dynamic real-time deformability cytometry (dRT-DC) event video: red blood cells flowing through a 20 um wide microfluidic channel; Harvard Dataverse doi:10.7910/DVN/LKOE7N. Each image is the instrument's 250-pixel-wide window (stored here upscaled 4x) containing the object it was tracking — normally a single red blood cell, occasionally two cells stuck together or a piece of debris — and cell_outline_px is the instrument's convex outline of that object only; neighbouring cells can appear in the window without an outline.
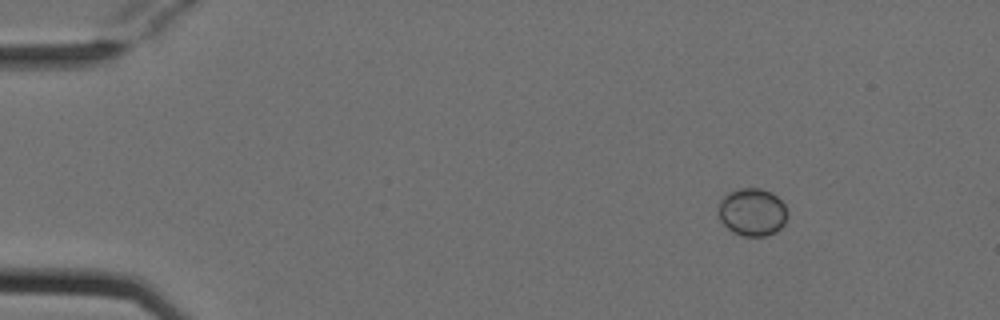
{"species": "Egyptian fruit bat (a non-hibernating species)", "species_latin": "Rousettus aegyptiacus", "temperature_condition": "cold", "stored_images_in_passage": 5, "camera_frame_rate_fps": 3000, "um_per_image_px": 0.085, "animal": {"sex": "female"}, "frame": {"image": 1, "passage_image": 2, "time_ms": 0.333, "image_size_px": [1000, 320], "cell_outline_px": [[788, 216], [784, 224], [776, 232], [764, 236], [744, 236], [732, 232], [720, 220], [720, 200], [724, 196], [740, 188], [760, 188], [772, 192], [784, 204], [788, 212]], "centroid_in_image_um": [63.98, 18.03], "position_along_channel_um": 21.0, "area_um2": 19.07}}
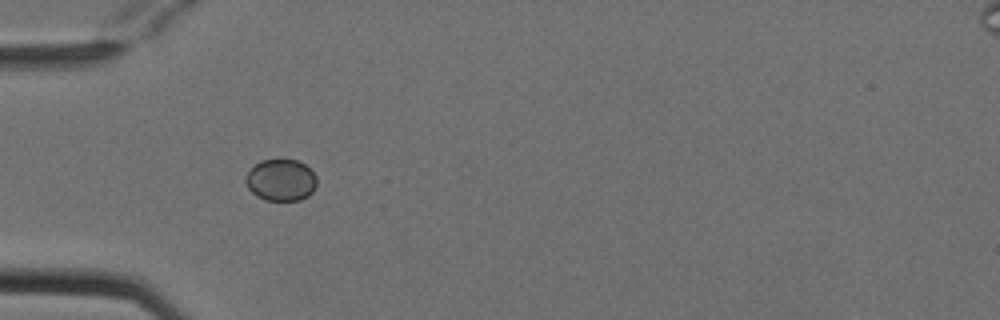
{"frame": {"image": 2, "passage_image": 4, "time_ms": 1.0, "image_size_px": [1000, 320], "cell_outline_px": [[316, 184], [312, 192], [308, 196], [300, 200], [264, 200], [256, 196], [248, 188], [244, 180], [244, 176], [260, 160], [296, 160], [304, 164], [316, 176]], "centroid_in_image_um": [23.85, 15.32], "position_along_channel_um": 61.1, "area_um2": 17.22}}
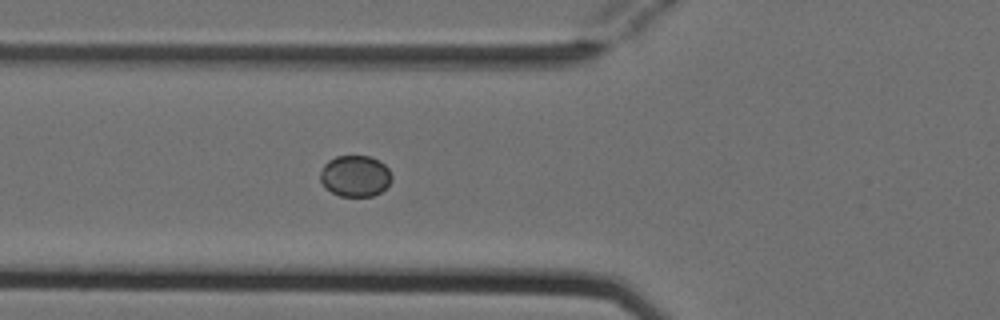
{"frame": {"image": 3, "passage_image": 5, "time_ms": 1.333, "image_size_px": [1000, 320], "cell_outline_px": [[392, 180], [380, 192], [372, 196], [340, 196], [324, 188], [320, 180], [320, 172], [324, 164], [328, 160], [336, 156], [368, 156], [380, 160], [388, 168], [392, 176]], "centroid_in_image_um": [30.17, 14.95], "position_along_channel_um": 95.6, "area_um2": 17.28}}